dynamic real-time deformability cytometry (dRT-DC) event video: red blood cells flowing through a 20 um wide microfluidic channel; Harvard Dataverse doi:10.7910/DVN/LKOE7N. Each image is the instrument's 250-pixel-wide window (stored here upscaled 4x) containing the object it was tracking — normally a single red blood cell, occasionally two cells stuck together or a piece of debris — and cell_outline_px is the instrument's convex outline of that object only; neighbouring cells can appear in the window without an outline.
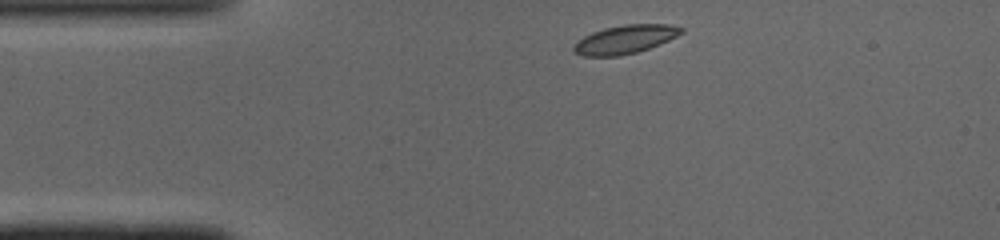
{"species": "common noctule bat (a hibernating species)", "species_latin": "Nyctalus noctula", "temperature_condition": "cold", "stored_images_in_passage": 41, "camera_frame_rate_fps": 3000, "um_per_image_px": 0.085, "animal": {"sex": "male", "body_mass_g": 19.0, "forearm_length_mm": 50.8}, "frame": {"image": 1, "passage_image": 1, "time_ms": 0.0, "image_size_px": [1000, 240], "cell_outline_px": [[684, 32], [668, 40], [648, 48], [636, 52], [620, 56], [584, 56], [576, 52], [572, 48], [584, 36], [592, 32], [604, 28], [624, 24], [668, 24], [684, 28]], "centroid_in_image_um": [53.15, 3.33], "position_along_channel_um": 31.9, "area_um2": 17.63}}
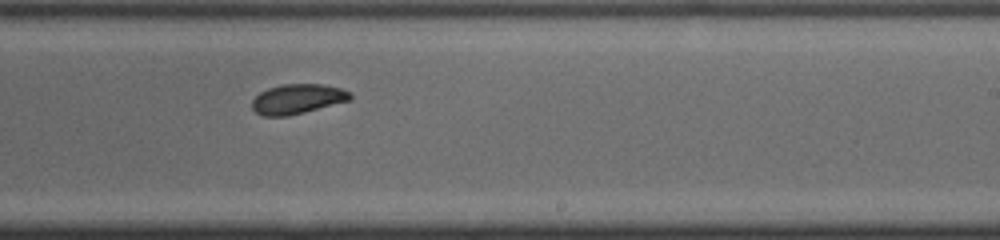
{"frame": {"image": 2, "passage_image": 21, "time_ms": 6.667, "image_size_px": [1000, 240], "cell_outline_px": [[352, 100], [288, 116], [264, 116], [256, 112], [252, 108], [252, 100], [260, 92], [268, 88], [284, 84], [324, 84], [340, 88], [352, 92]], "centroid_in_image_um": [25.32, 8.41], "position_along_channel_um": 263.7, "area_um2": 17.11}}
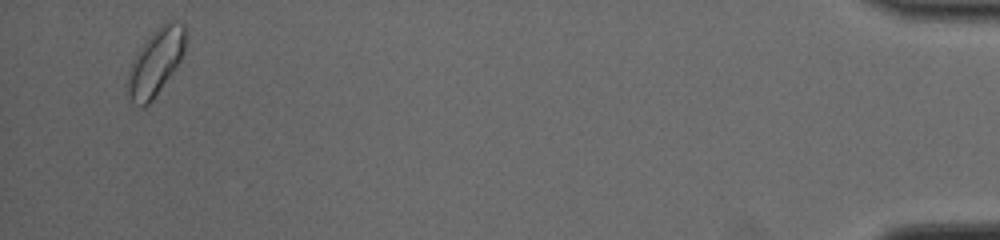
{"frame": {"image": 3, "passage_image": 39, "time_ms": 12.667, "image_size_px": [1000, 240], "cell_outline_px": [[188, 32], [184, 52], [180, 60], [152, 100], [144, 108], [140, 108], [132, 100], [124, 84], [128, 68], [136, 52], [152, 32], [156, 28], [172, 20], [176, 20], [184, 24]], "centroid_in_image_um": [13.21, 5.26], "position_along_channel_um": 422.0, "area_um2": 22.66}, "authors_computed_cell_mechanics": {"area_um2": 17.5712, "velocity_mm_per_s": 4.0638, "shape_relaxation_time_tau1_ms": 3.9551, "shape_relaxation_time_tau2_ms": 2.4927, "deformation_change_tau1": 0.1187, "deformation_change_tau2": 0.0514}}